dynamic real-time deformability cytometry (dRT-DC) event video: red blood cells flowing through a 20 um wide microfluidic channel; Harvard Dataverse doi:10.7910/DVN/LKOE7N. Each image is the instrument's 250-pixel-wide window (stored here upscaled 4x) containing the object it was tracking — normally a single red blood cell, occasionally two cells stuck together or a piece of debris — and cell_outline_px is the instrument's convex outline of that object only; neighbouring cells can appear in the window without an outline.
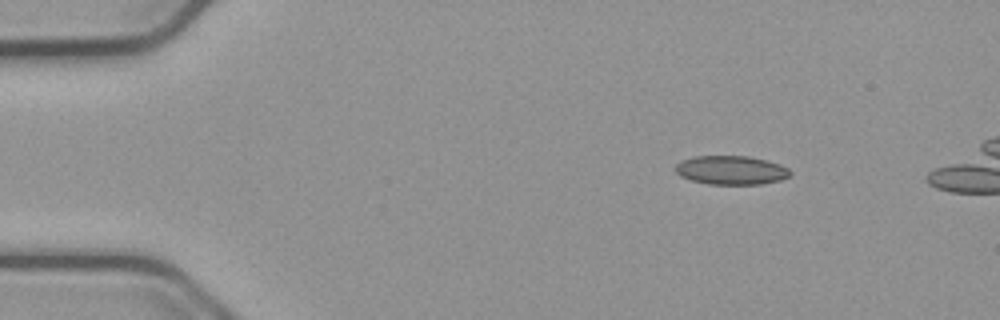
{"species": "common noctule bat (a hibernating species)", "species_latin": "Nyctalus noctula", "temperature_condition": "cold", "stored_images_in_passage": 44, "camera_frame_rate_fps": 3000, "um_per_image_px": 0.085, "animal": {"sex": "male", "body_mass_g": 23.1, "forearm_length_mm": 52.7}, "frame": {"image": 1, "passage_image": 1, "time_ms": 0.0, "image_size_px": [1000, 320], "cell_outline_px": [[792, 172], [788, 176], [780, 180], [760, 184], [708, 184], [692, 180], [680, 176], [676, 172], [676, 164], [684, 160], [696, 156], [748, 156], [780, 164], [788, 168]], "centroid_in_image_um": [62.16, 14.46], "position_along_channel_um": 22.8, "area_um2": 19.07}}
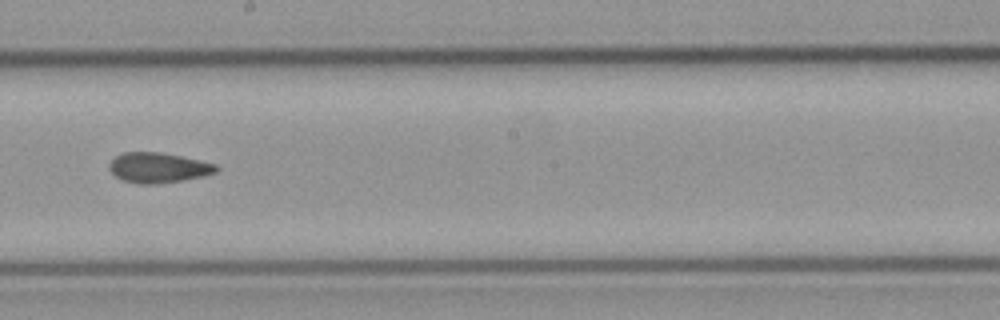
{"frame": {"image": 2, "passage_image": 24, "time_ms": 7.667, "image_size_px": [1000, 320], "cell_outline_px": [[220, 168], [216, 172], [204, 176], [184, 180], [156, 184], [136, 184], [124, 180], [116, 176], [108, 168], [108, 164], [116, 156], [124, 152], [160, 152], [200, 160], [216, 164]], "centroid_in_image_um": [13.46, 14.26], "position_along_channel_um": 234.7, "area_um2": 18.84}}
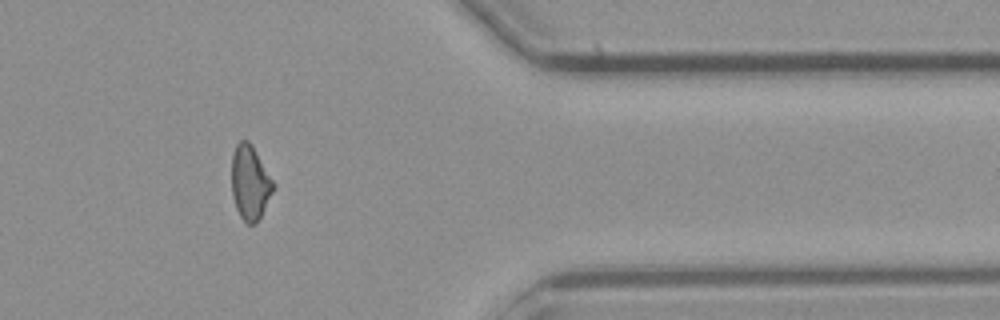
{"frame": {"image": 3, "passage_image": 38, "time_ms": 12.333, "image_size_px": [1000, 320], "cell_outline_px": [[276, 188], [260, 220], [256, 224], [248, 224], [240, 216], [236, 208], [232, 196], [232, 152], [236, 144], [240, 140], [248, 140], [252, 144], [276, 184]], "centroid_in_image_um": [21.29, 15.54], "position_along_channel_um": 390.1, "area_um2": 18.61}}